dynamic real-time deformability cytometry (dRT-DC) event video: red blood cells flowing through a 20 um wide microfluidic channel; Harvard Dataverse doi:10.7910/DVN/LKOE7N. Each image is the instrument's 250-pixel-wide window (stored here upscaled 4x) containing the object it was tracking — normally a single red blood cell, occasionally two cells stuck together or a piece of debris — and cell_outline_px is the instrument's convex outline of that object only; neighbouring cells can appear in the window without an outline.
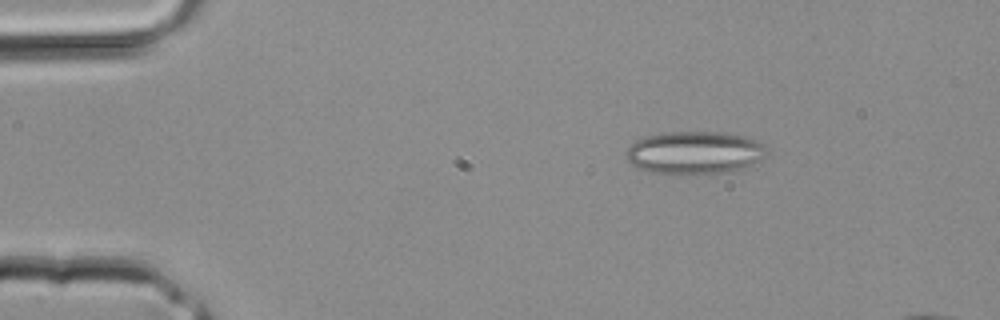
{"species": "common noctule bat (a hibernating species)", "species_latin": "Nyctalus noctula", "temperature_condition": "room temperature", "stored_images_in_passage": 9, "camera_frame_rate_fps": 3000, "um_per_image_px": 0.085, "animal": {"sex": "male", "body_mass_g": 20.4}, "frame": {"image": 1, "passage_image": 1, "time_ms": 0.0, "image_size_px": [1000, 320], "cell_outline_px": [[768, 152], [760, 160], [748, 168], [732, 172], [704, 176], [688, 176], [652, 172], [636, 168], [628, 160], [624, 152], [636, 140], [648, 136], [664, 132], [724, 132], [744, 136], [764, 144]], "centroid_in_image_um": [59.07, 13.02], "position_along_channel_um": 25.9, "area_um2": 36.13}}